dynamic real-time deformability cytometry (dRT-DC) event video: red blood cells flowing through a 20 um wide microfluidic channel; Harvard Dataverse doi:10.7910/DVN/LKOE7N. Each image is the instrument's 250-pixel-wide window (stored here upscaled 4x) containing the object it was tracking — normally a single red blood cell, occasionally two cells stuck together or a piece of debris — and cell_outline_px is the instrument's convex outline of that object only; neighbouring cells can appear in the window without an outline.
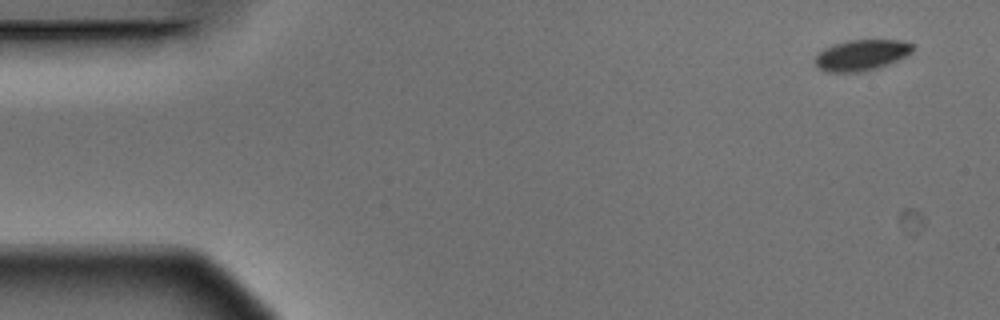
{"species": "Egyptian fruit bat (a non-hibernating species)", "species_latin": "Rousettus aegyptiacus", "temperature_condition": "warm", "stored_images_in_passage": 5, "camera_frame_rate_fps": 3000, "um_per_image_px": 0.085, "animal": {"sex": "male"}, "frame": {"image": 1, "passage_image": 1, "time_ms": 0.0, "image_size_px": [1000, 320], "cell_outline_px": [[912, 52], [888, 64], [876, 68], [860, 72], [828, 72], [816, 68], [816, 56], [824, 48], [832, 44], [848, 40], [904, 40], [912, 44]], "centroid_in_image_um": [73.19, 4.68], "position_along_channel_um": 11.8, "area_um2": 17.46}}
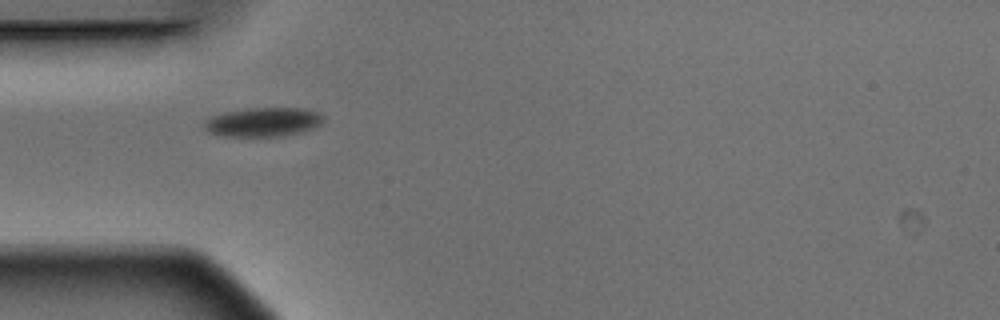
{"frame": {"image": 2, "passage_image": 4, "time_ms": 1.0, "image_size_px": [1000, 320], "cell_outline_px": [[324, 116], [320, 124], [316, 128], [304, 132], [280, 136], [224, 136], [208, 132], [204, 128], [204, 124], [212, 116], [224, 112], [248, 108], [304, 108], [320, 112]], "centroid_in_image_um": [22.43, 10.37], "position_along_channel_um": 62.6, "area_um2": 20.29}}
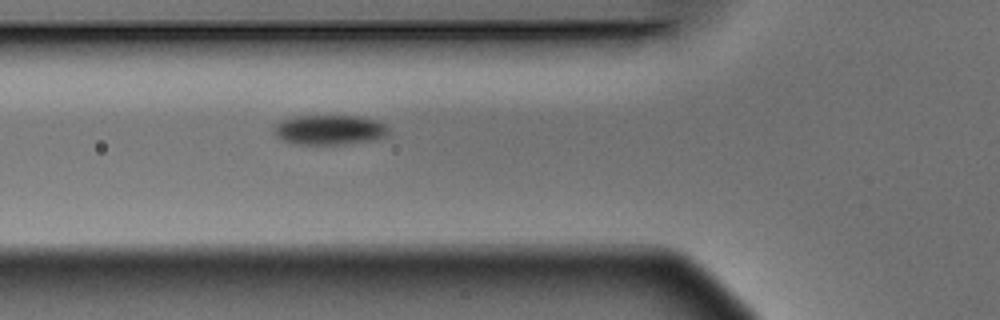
{"frame": {"image": 3, "passage_image": 5, "time_ms": 1.333, "image_size_px": [1000, 320], "cell_outline_px": [[388, 132], [384, 136], [372, 140], [344, 144], [300, 144], [284, 140], [276, 136], [276, 124], [280, 120], [296, 116], [360, 116], [376, 120], [384, 124], [388, 128]], "centroid_in_image_um": [28.02, 11.02], "position_along_channel_um": 97.8, "area_um2": 19.59}}